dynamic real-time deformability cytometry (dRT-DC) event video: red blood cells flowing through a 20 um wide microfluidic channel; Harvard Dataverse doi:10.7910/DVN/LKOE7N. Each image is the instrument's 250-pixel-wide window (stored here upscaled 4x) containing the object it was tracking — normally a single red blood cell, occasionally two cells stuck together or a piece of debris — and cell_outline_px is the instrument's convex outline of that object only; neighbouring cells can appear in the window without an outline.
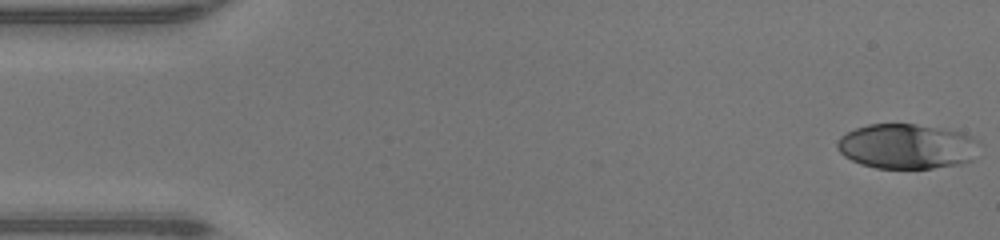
{"species": "human", "species_latin": "Homo sapiens", "temperature_condition": "warm", "stored_images_in_passage": 47, "camera_frame_rate_fps": 3000, "um_per_image_px": 0.085, "donor": {"sex": "male"}, "frame": {"image": 1, "passage_image": 1, "time_ms": 0.0, "image_size_px": [1000, 240], "cell_outline_px": [[972, 160], [960, 164], [932, 168], [876, 168], [860, 164], [844, 156], [836, 148], [836, 144], [840, 136], [856, 128], [868, 124], [916, 124], [960, 132], [968, 136], [972, 140]], "centroid_in_image_um": [76.94, 12.44], "position_along_channel_um": 8.1, "area_um2": 36.41}}
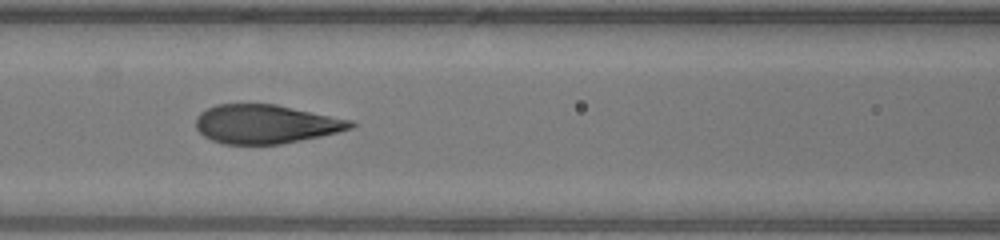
{"frame": {"image": 2, "passage_image": 20, "time_ms": 6.333, "image_size_px": [1000, 240], "cell_outline_px": [[356, 124], [352, 128], [320, 136], [280, 144], [224, 144], [212, 140], [204, 136], [196, 128], [196, 116], [200, 112], [216, 104], [276, 104], [352, 120]], "centroid_in_image_um": [22.56, 10.54], "position_along_channel_um": 144.0, "area_um2": 34.91}}
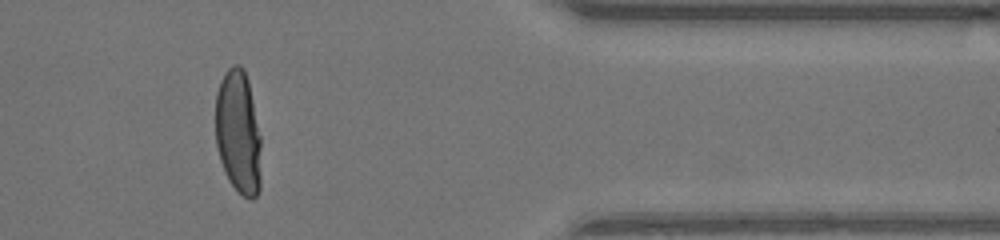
{"frame": {"image": 3, "passage_image": 39, "time_ms": 12.667, "image_size_px": [1000, 240], "cell_outline_px": [[260, 188], [256, 196], [252, 200], [244, 196], [228, 180], [220, 160], [216, 144], [216, 92], [220, 80], [224, 72], [232, 64], [240, 64], [244, 68], [248, 80], [260, 136]], "centroid_in_image_um": [20.24, 11.21], "position_along_channel_um": 391.2, "area_um2": 32.95}, "authors_computed_cell_mechanics": {"area_um2": 36.0094, "velocity_mm_per_s": 4.3295, "shape_relaxation_time_tau1_ms": 5.1562, "shape_relaxation_time_tau2_ms": null, "deformation_change_tau1": 0.2947, "deformation_change_tau2": null}}